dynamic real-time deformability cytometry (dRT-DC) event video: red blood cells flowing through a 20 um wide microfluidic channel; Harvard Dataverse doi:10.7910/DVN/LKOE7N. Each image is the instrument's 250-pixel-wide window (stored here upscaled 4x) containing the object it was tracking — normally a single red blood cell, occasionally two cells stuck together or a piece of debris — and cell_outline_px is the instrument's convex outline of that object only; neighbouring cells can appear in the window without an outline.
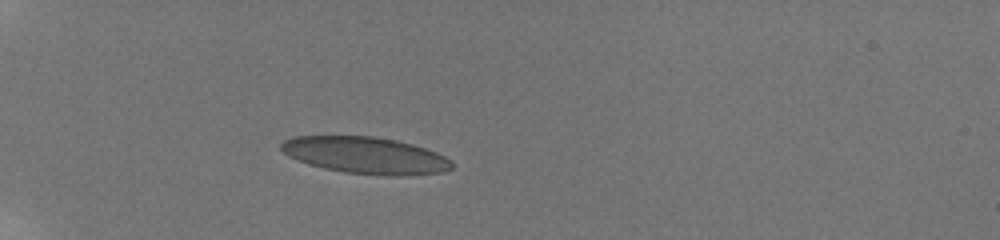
{"species": "human", "species_latin": "Homo sapiens", "temperature_condition": "room temperature", "stored_images_in_passage": 32, "camera_frame_rate_fps": 3000, "um_per_image_px": 0.085, "donor": {"sex": "male"}, "frame": {"image": 1, "passage_image": 4, "time_ms": 2.667, "image_size_px": [1000, 240], "cell_outline_px": [[452, 168], [440, 172], [400, 176], [384, 176], [344, 172], [324, 168], [308, 164], [288, 156], [280, 148], [280, 144], [284, 140], [292, 136], [376, 136], [396, 140], [412, 144], [436, 152], [452, 160]], "centroid_in_image_um": [31.05, 13.2], "position_along_channel_um": 54.0, "area_um2": 36.65}}
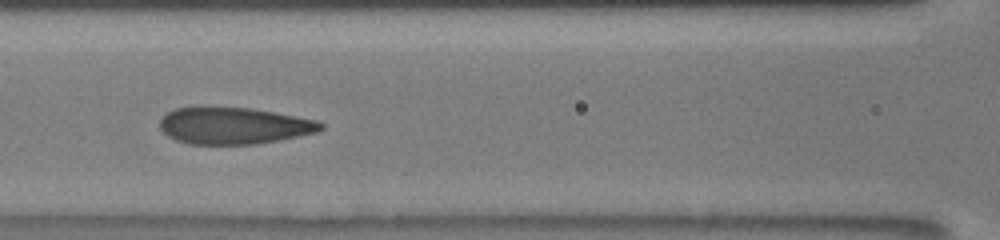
{"frame": {"image": 2, "passage_image": 11, "time_ms": 6.0, "image_size_px": [1000, 240], "cell_outline_px": [[324, 128], [316, 132], [256, 144], [188, 144], [176, 140], [168, 136], [160, 128], [160, 120], [168, 112], [176, 108], [200, 104], [252, 108], [316, 120], [324, 124]], "centroid_in_image_um": [19.8, 10.64], "position_along_channel_um": 146.8, "area_um2": 34.97}}
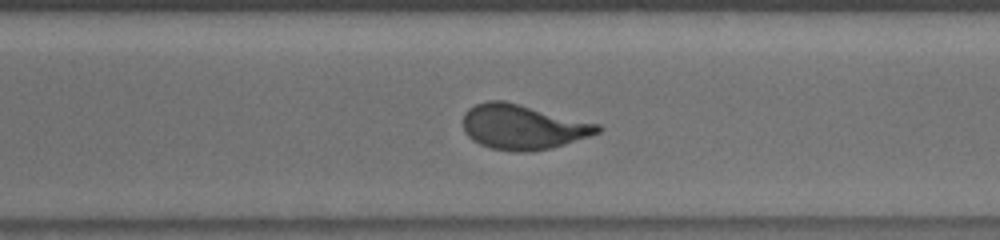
{"frame": {"image": 3, "passage_image": 23, "time_ms": 10.667, "image_size_px": [1000, 240], "cell_outline_px": [[604, 128], [600, 132], [552, 148], [528, 152], [516, 152], [492, 148], [480, 144], [472, 140], [464, 132], [464, 112], [468, 108], [476, 104], [488, 100], [504, 100], [600, 124]], "centroid_in_image_um": [44.44, 10.79], "position_along_channel_um": 326.2, "area_um2": 35.2}, "authors_computed_cell_mechanics": {"area_um2": 35.2291, "velocity_mm_per_s": 3.8562, "shape_relaxation_time_tau1_ms": 5.1889, "shape_relaxation_time_tau2_ms": 0.6731, "deformation_change_tau1": 0.2057, "deformation_change_tau2": 0.0835}}